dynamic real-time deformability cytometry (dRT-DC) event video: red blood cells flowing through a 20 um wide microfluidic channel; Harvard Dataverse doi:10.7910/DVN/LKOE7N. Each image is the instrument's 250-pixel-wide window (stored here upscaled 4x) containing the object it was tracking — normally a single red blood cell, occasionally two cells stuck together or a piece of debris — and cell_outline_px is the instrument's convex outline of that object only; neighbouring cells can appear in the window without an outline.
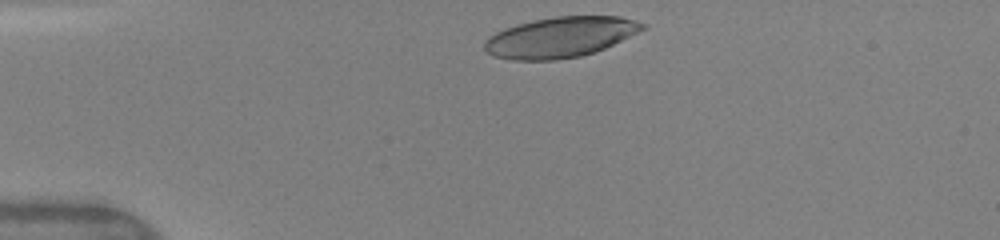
{"species": "human", "species_latin": "Homo sapiens", "temperature_condition": "warm", "stored_images_in_passage": 32, "camera_frame_rate_fps": 3000, "um_per_image_px": 0.085, "donor": {"sex": "female"}, "frame": {"image": 1, "passage_image": 1, "time_ms": 0.0, "image_size_px": [1000, 240], "cell_outline_px": [[648, 28], [604, 48], [580, 56], [556, 60], [512, 60], [492, 56], [484, 48], [484, 40], [496, 32], [504, 28], [516, 24], [532, 20], [556, 16], [620, 16], [648, 24]], "centroid_in_image_um": [47.63, 3.15], "position_along_channel_um": 37.4, "area_um2": 37.4}}
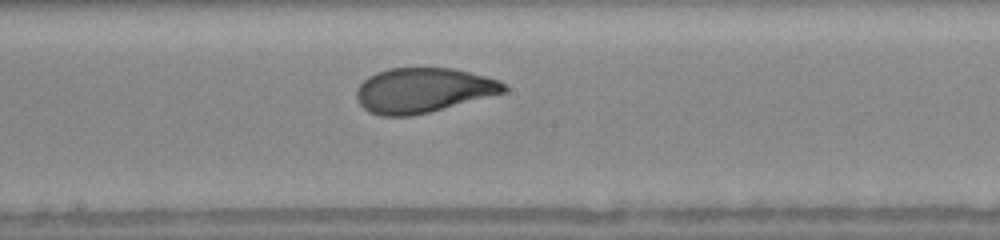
{"frame": {"image": 2, "passage_image": 17, "time_ms": 5.333, "image_size_px": [1000, 240], "cell_outline_px": [[508, 92], [412, 116], [380, 116], [368, 112], [356, 100], [356, 88], [368, 76], [376, 72], [388, 68], [456, 68], [500, 80], [508, 88]], "centroid_in_image_um": [35.96, 7.67], "position_along_channel_um": 212.2, "area_um2": 38.78}}
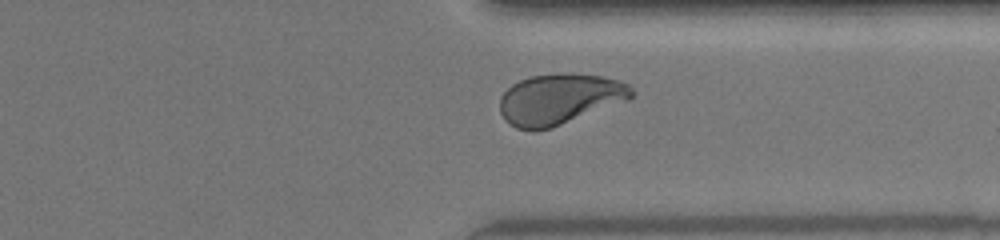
{"frame": {"image": 3, "passage_image": 28, "time_ms": 9.0, "image_size_px": [1000, 240], "cell_outline_px": [[636, 92], [628, 100], [552, 128], [536, 132], [532, 132], [516, 128], [508, 124], [504, 120], [500, 112], [500, 96], [512, 84], [520, 80], [532, 76], [560, 72], [572, 72], [604, 76], [620, 80], [628, 84]], "centroid_in_image_um": [47.56, 8.42], "position_along_channel_um": 363.8, "area_um2": 39.71}, "authors_computed_cell_mechanics": {"area_um2": 38.8705, "velocity_mm_per_s": 4.1279, "shape_relaxation_time_tau1_ms": 3.6405, "shape_relaxation_time_tau2_ms": 0.7359, "deformation_change_tau1": 0.1948, "deformation_change_tau2": 0.0614}}